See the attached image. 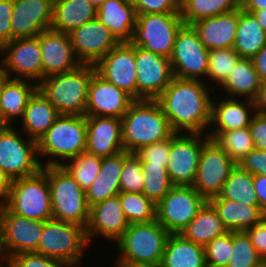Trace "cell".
<instances>
[{
	"instance_id": "obj_26",
	"label": "cell",
	"mask_w": 266,
	"mask_h": 267,
	"mask_svg": "<svg viewBox=\"0 0 266 267\" xmlns=\"http://www.w3.org/2000/svg\"><path fill=\"white\" fill-rule=\"evenodd\" d=\"M240 8L191 24L201 42L208 49L233 48Z\"/></svg>"
},
{
	"instance_id": "obj_31",
	"label": "cell",
	"mask_w": 266,
	"mask_h": 267,
	"mask_svg": "<svg viewBox=\"0 0 266 267\" xmlns=\"http://www.w3.org/2000/svg\"><path fill=\"white\" fill-rule=\"evenodd\" d=\"M59 116L56 108L37 89L28 101L23 119L19 120L22 122L20 130L38 142Z\"/></svg>"
},
{
	"instance_id": "obj_2",
	"label": "cell",
	"mask_w": 266,
	"mask_h": 267,
	"mask_svg": "<svg viewBox=\"0 0 266 267\" xmlns=\"http://www.w3.org/2000/svg\"><path fill=\"white\" fill-rule=\"evenodd\" d=\"M170 233L157 221L129 224L114 243L115 267H159Z\"/></svg>"
},
{
	"instance_id": "obj_21",
	"label": "cell",
	"mask_w": 266,
	"mask_h": 267,
	"mask_svg": "<svg viewBox=\"0 0 266 267\" xmlns=\"http://www.w3.org/2000/svg\"><path fill=\"white\" fill-rule=\"evenodd\" d=\"M215 94L212 98L211 120L207 131L210 139L214 140L222 132L249 127L256 112L253 100L226 96L221 98L218 93Z\"/></svg>"
},
{
	"instance_id": "obj_9",
	"label": "cell",
	"mask_w": 266,
	"mask_h": 267,
	"mask_svg": "<svg viewBox=\"0 0 266 267\" xmlns=\"http://www.w3.org/2000/svg\"><path fill=\"white\" fill-rule=\"evenodd\" d=\"M19 131L15 126H0V169L12 180L35 175L42 169L37 141Z\"/></svg>"
},
{
	"instance_id": "obj_5",
	"label": "cell",
	"mask_w": 266,
	"mask_h": 267,
	"mask_svg": "<svg viewBox=\"0 0 266 267\" xmlns=\"http://www.w3.org/2000/svg\"><path fill=\"white\" fill-rule=\"evenodd\" d=\"M94 65L82 64L77 69L44 78L38 89L60 115L86 114L89 84Z\"/></svg>"
},
{
	"instance_id": "obj_27",
	"label": "cell",
	"mask_w": 266,
	"mask_h": 267,
	"mask_svg": "<svg viewBox=\"0 0 266 267\" xmlns=\"http://www.w3.org/2000/svg\"><path fill=\"white\" fill-rule=\"evenodd\" d=\"M96 18L119 42H130L137 22L136 9L131 0H104Z\"/></svg>"
},
{
	"instance_id": "obj_32",
	"label": "cell",
	"mask_w": 266,
	"mask_h": 267,
	"mask_svg": "<svg viewBox=\"0 0 266 267\" xmlns=\"http://www.w3.org/2000/svg\"><path fill=\"white\" fill-rule=\"evenodd\" d=\"M260 85L261 80L252 59L240 58L217 90H220L218 94H222L221 96L254 100Z\"/></svg>"
},
{
	"instance_id": "obj_45",
	"label": "cell",
	"mask_w": 266,
	"mask_h": 267,
	"mask_svg": "<svg viewBox=\"0 0 266 267\" xmlns=\"http://www.w3.org/2000/svg\"><path fill=\"white\" fill-rule=\"evenodd\" d=\"M143 183L142 162L135 153H129L123 160L120 192L142 193Z\"/></svg>"
},
{
	"instance_id": "obj_6",
	"label": "cell",
	"mask_w": 266,
	"mask_h": 267,
	"mask_svg": "<svg viewBox=\"0 0 266 267\" xmlns=\"http://www.w3.org/2000/svg\"><path fill=\"white\" fill-rule=\"evenodd\" d=\"M42 170L47 174L53 219L86 228L90 216L86 191L62 166H44Z\"/></svg>"
},
{
	"instance_id": "obj_51",
	"label": "cell",
	"mask_w": 266,
	"mask_h": 267,
	"mask_svg": "<svg viewBox=\"0 0 266 267\" xmlns=\"http://www.w3.org/2000/svg\"><path fill=\"white\" fill-rule=\"evenodd\" d=\"M239 165L252 175L266 176V151L252 149L239 163Z\"/></svg>"
},
{
	"instance_id": "obj_39",
	"label": "cell",
	"mask_w": 266,
	"mask_h": 267,
	"mask_svg": "<svg viewBox=\"0 0 266 267\" xmlns=\"http://www.w3.org/2000/svg\"><path fill=\"white\" fill-rule=\"evenodd\" d=\"M239 59L240 56L233 48L209 50L207 81L209 80L211 83L208 81L207 84L209 83L212 90H217L226 81Z\"/></svg>"
},
{
	"instance_id": "obj_7",
	"label": "cell",
	"mask_w": 266,
	"mask_h": 267,
	"mask_svg": "<svg viewBox=\"0 0 266 267\" xmlns=\"http://www.w3.org/2000/svg\"><path fill=\"white\" fill-rule=\"evenodd\" d=\"M87 246L90 244L85 227L50 219L44 223L39 246L35 253L62 260L71 267H80L84 264L82 258Z\"/></svg>"
},
{
	"instance_id": "obj_13",
	"label": "cell",
	"mask_w": 266,
	"mask_h": 267,
	"mask_svg": "<svg viewBox=\"0 0 266 267\" xmlns=\"http://www.w3.org/2000/svg\"><path fill=\"white\" fill-rule=\"evenodd\" d=\"M209 50L191 25L178 31L170 62L174 77L196 79L207 83ZM204 78V79H203Z\"/></svg>"
},
{
	"instance_id": "obj_17",
	"label": "cell",
	"mask_w": 266,
	"mask_h": 267,
	"mask_svg": "<svg viewBox=\"0 0 266 267\" xmlns=\"http://www.w3.org/2000/svg\"><path fill=\"white\" fill-rule=\"evenodd\" d=\"M137 100H155L174 78L169 58L135 46Z\"/></svg>"
},
{
	"instance_id": "obj_33",
	"label": "cell",
	"mask_w": 266,
	"mask_h": 267,
	"mask_svg": "<svg viewBox=\"0 0 266 267\" xmlns=\"http://www.w3.org/2000/svg\"><path fill=\"white\" fill-rule=\"evenodd\" d=\"M97 9L88 0H54L50 29L69 33L96 18Z\"/></svg>"
},
{
	"instance_id": "obj_62",
	"label": "cell",
	"mask_w": 266,
	"mask_h": 267,
	"mask_svg": "<svg viewBox=\"0 0 266 267\" xmlns=\"http://www.w3.org/2000/svg\"><path fill=\"white\" fill-rule=\"evenodd\" d=\"M4 259V254L2 251V237H1V207H0V260Z\"/></svg>"
},
{
	"instance_id": "obj_12",
	"label": "cell",
	"mask_w": 266,
	"mask_h": 267,
	"mask_svg": "<svg viewBox=\"0 0 266 267\" xmlns=\"http://www.w3.org/2000/svg\"><path fill=\"white\" fill-rule=\"evenodd\" d=\"M0 67L12 79L43 80L40 34L13 39L0 47Z\"/></svg>"
},
{
	"instance_id": "obj_46",
	"label": "cell",
	"mask_w": 266,
	"mask_h": 267,
	"mask_svg": "<svg viewBox=\"0 0 266 267\" xmlns=\"http://www.w3.org/2000/svg\"><path fill=\"white\" fill-rule=\"evenodd\" d=\"M233 250V232L214 238L205 247L207 267H227Z\"/></svg>"
},
{
	"instance_id": "obj_10",
	"label": "cell",
	"mask_w": 266,
	"mask_h": 267,
	"mask_svg": "<svg viewBox=\"0 0 266 267\" xmlns=\"http://www.w3.org/2000/svg\"><path fill=\"white\" fill-rule=\"evenodd\" d=\"M183 25L180 13L137 15L130 43L170 59L176 35Z\"/></svg>"
},
{
	"instance_id": "obj_61",
	"label": "cell",
	"mask_w": 266,
	"mask_h": 267,
	"mask_svg": "<svg viewBox=\"0 0 266 267\" xmlns=\"http://www.w3.org/2000/svg\"><path fill=\"white\" fill-rule=\"evenodd\" d=\"M0 267H16L10 259L4 258L0 260Z\"/></svg>"
},
{
	"instance_id": "obj_1",
	"label": "cell",
	"mask_w": 266,
	"mask_h": 267,
	"mask_svg": "<svg viewBox=\"0 0 266 267\" xmlns=\"http://www.w3.org/2000/svg\"><path fill=\"white\" fill-rule=\"evenodd\" d=\"M213 93L205 81L174 77L155 100L176 133L207 134Z\"/></svg>"
},
{
	"instance_id": "obj_3",
	"label": "cell",
	"mask_w": 266,
	"mask_h": 267,
	"mask_svg": "<svg viewBox=\"0 0 266 267\" xmlns=\"http://www.w3.org/2000/svg\"><path fill=\"white\" fill-rule=\"evenodd\" d=\"M121 122L124 151L129 153L164 141L176 133L156 100H135Z\"/></svg>"
},
{
	"instance_id": "obj_20",
	"label": "cell",
	"mask_w": 266,
	"mask_h": 267,
	"mask_svg": "<svg viewBox=\"0 0 266 267\" xmlns=\"http://www.w3.org/2000/svg\"><path fill=\"white\" fill-rule=\"evenodd\" d=\"M134 101L126 91L105 80L95 71L89 84L85 116L121 119Z\"/></svg>"
},
{
	"instance_id": "obj_29",
	"label": "cell",
	"mask_w": 266,
	"mask_h": 267,
	"mask_svg": "<svg viewBox=\"0 0 266 267\" xmlns=\"http://www.w3.org/2000/svg\"><path fill=\"white\" fill-rule=\"evenodd\" d=\"M128 154L127 151H121L115 155L102 158L99 174L86 190L89 207L120 193V174L123 160Z\"/></svg>"
},
{
	"instance_id": "obj_30",
	"label": "cell",
	"mask_w": 266,
	"mask_h": 267,
	"mask_svg": "<svg viewBox=\"0 0 266 267\" xmlns=\"http://www.w3.org/2000/svg\"><path fill=\"white\" fill-rule=\"evenodd\" d=\"M37 89L38 84L33 81L10 78L0 99V126H13L15 119L22 120L28 101Z\"/></svg>"
},
{
	"instance_id": "obj_23",
	"label": "cell",
	"mask_w": 266,
	"mask_h": 267,
	"mask_svg": "<svg viewBox=\"0 0 266 267\" xmlns=\"http://www.w3.org/2000/svg\"><path fill=\"white\" fill-rule=\"evenodd\" d=\"M43 79L71 72L82 63L76 58L68 33L52 29L40 33Z\"/></svg>"
},
{
	"instance_id": "obj_50",
	"label": "cell",
	"mask_w": 266,
	"mask_h": 267,
	"mask_svg": "<svg viewBox=\"0 0 266 267\" xmlns=\"http://www.w3.org/2000/svg\"><path fill=\"white\" fill-rule=\"evenodd\" d=\"M254 148L266 151V113L255 112L249 125Z\"/></svg>"
},
{
	"instance_id": "obj_57",
	"label": "cell",
	"mask_w": 266,
	"mask_h": 267,
	"mask_svg": "<svg viewBox=\"0 0 266 267\" xmlns=\"http://www.w3.org/2000/svg\"><path fill=\"white\" fill-rule=\"evenodd\" d=\"M253 102L257 112L266 113V80L261 81L257 96Z\"/></svg>"
},
{
	"instance_id": "obj_4",
	"label": "cell",
	"mask_w": 266,
	"mask_h": 267,
	"mask_svg": "<svg viewBox=\"0 0 266 267\" xmlns=\"http://www.w3.org/2000/svg\"><path fill=\"white\" fill-rule=\"evenodd\" d=\"M86 141V116L60 115L37 142L38 156L48 159L42 167L62 166L67 160L85 152Z\"/></svg>"
},
{
	"instance_id": "obj_42",
	"label": "cell",
	"mask_w": 266,
	"mask_h": 267,
	"mask_svg": "<svg viewBox=\"0 0 266 267\" xmlns=\"http://www.w3.org/2000/svg\"><path fill=\"white\" fill-rule=\"evenodd\" d=\"M143 194L157 205L173 187L166 166L142 163Z\"/></svg>"
},
{
	"instance_id": "obj_38",
	"label": "cell",
	"mask_w": 266,
	"mask_h": 267,
	"mask_svg": "<svg viewBox=\"0 0 266 267\" xmlns=\"http://www.w3.org/2000/svg\"><path fill=\"white\" fill-rule=\"evenodd\" d=\"M220 196L248 205H259L253 186V175L236 164L224 184Z\"/></svg>"
},
{
	"instance_id": "obj_55",
	"label": "cell",
	"mask_w": 266,
	"mask_h": 267,
	"mask_svg": "<svg viewBox=\"0 0 266 267\" xmlns=\"http://www.w3.org/2000/svg\"><path fill=\"white\" fill-rule=\"evenodd\" d=\"M254 68L256 69L260 80H266V44L264 47L252 58Z\"/></svg>"
},
{
	"instance_id": "obj_53",
	"label": "cell",
	"mask_w": 266,
	"mask_h": 267,
	"mask_svg": "<svg viewBox=\"0 0 266 267\" xmlns=\"http://www.w3.org/2000/svg\"><path fill=\"white\" fill-rule=\"evenodd\" d=\"M259 256L266 263V218L245 231Z\"/></svg>"
},
{
	"instance_id": "obj_37",
	"label": "cell",
	"mask_w": 266,
	"mask_h": 267,
	"mask_svg": "<svg viewBox=\"0 0 266 267\" xmlns=\"http://www.w3.org/2000/svg\"><path fill=\"white\" fill-rule=\"evenodd\" d=\"M241 7V0H183L180 15L185 25Z\"/></svg>"
},
{
	"instance_id": "obj_16",
	"label": "cell",
	"mask_w": 266,
	"mask_h": 267,
	"mask_svg": "<svg viewBox=\"0 0 266 267\" xmlns=\"http://www.w3.org/2000/svg\"><path fill=\"white\" fill-rule=\"evenodd\" d=\"M45 222L11 213L5 206L1 207V237L4 258L9 259L22 252H35L38 249Z\"/></svg>"
},
{
	"instance_id": "obj_8",
	"label": "cell",
	"mask_w": 266,
	"mask_h": 267,
	"mask_svg": "<svg viewBox=\"0 0 266 267\" xmlns=\"http://www.w3.org/2000/svg\"><path fill=\"white\" fill-rule=\"evenodd\" d=\"M11 213L38 221L53 219L47 174H37L12 180L10 194L4 205Z\"/></svg>"
},
{
	"instance_id": "obj_41",
	"label": "cell",
	"mask_w": 266,
	"mask_h": 267,
	"mask_svg": "<svg viewBox=\"0 0 266 267\" xmlns=\"http://www.w3.org/2000/svg\"><path fill=\"white\" fill-rule=\"evenodd\" d=\"M101 165V157L83 152L75 158L67 160L62 167L86 191L95 181Z\"/></svg>"
},
{
	"instance_id": "obj_36",
	"label": "cell",
	"mask_w": 266,
	"mask_h": 267,
	"mask_svg": "<svg viewBox=\"0 0 266 267\" xmlns=\"http://www.w3.org/2000/svg\"><path fill=\"white\" fill-rule=\"evenodd\" d=\"M266 44V32L252 13L240 7L233 49L240 58L252 59Z\"/></svg>"
},
{
	"instance_id": "obj_58",
	"label": "cell",
	"mask_w": 266,
	"mask_h": 267,
	"mask_svg": "<svg viewBox=\"0 0 266 267\" xmlns=\"http://www.w3.org/2000/svg\"><path fill=\"white\" fill-rule=\"evenodd\" d=\"M241 7L245 11H258L266 9V0H241Z\"/></svg>"
},
{
	"instance_id": "obj_54",
	"label": "cell",
	"mask_w": 266,
	"mask_h": 267,
	"mask_svg": "<svg viewBox=\"0 0 266 267\" xmlns=\"http://www.w3.org/2000/svg\"><path fill=\"white\" fill-rule=\"evenodd\" d=\"M253 186L259 206L266 213V176L253 175Z\"/></svg>"
},
{
	"instance_id": "obj_44",
	"label": "cell",
	"mask_w": 266,
	"mask_h": 267,
	"mask_svg": "<svg viewBox=\"0 0 266 267\" xmlns=\"http://www.w3.org/2000/svg\"><path fill=\"white\" fill-rule=\"evenodd\" d=\"M259 256L245 231L233 232V250L227 267H261Z\"/></svg>"
},
{
	"instance_id": "obj_63",
	"label": "cell",
	"mask_w": 266,
	"mask_h": 267,
	"mask_svg": "<svg viewBox=\"0 0 266 267\" xmlns=\"http://www.w3.org/2000/svg\"><path fill=\"white\" fill-rule=\"evenodd\" d=\"M96 9H98L104 0H88Z\"/></svg>"
},
{
	"instance_id": "obj_47",
	"label": "cell",
	"mask_w": 266,
	"mask_h": 267,
	"mask_svg": "<svg viewBox=\"0 0 266 267\" xmlns=\"http://www.w3.org/2000/svg\"><path fill=\"white\" fill-rule=\"evenodd\" d=\"M171 147V138L139 148L135 155L142 163L166 166Z\"/></svg>"
},
{
	"instance_id": "obj_28",
	"label": "cell",
	"mask_w": 266,
	"mask_h": 267,
	"mask_svg": "<svg viewBox=\"0 0 266 267\" xmlns=\"http://www.w3.org/2000/svg\"><path fill=\"white\" fill-rule=\"evenodd\" d=\"M215 208L228 231H246L248 228L261 223L266 213L259 205H248L222 198L220 195L208 200Z\"/></svg>"
},
{
	"instance_id": "obj_22",
	"label": "cell",
	"mask_w": 266,
	"mask_h": 267,
	"mask_svg": "<svg viewBox=\"0 0 266 267\" xmlns=\"http://www.w3.org/2000/svg\"><path fill=\"white\" fill-rule=\"evenodd\" d=\"M54 0H13L12 40L38 36L51 27Z\"/></svg>"
},
{
	"instance_id": "obj_56",
	"label": "cell",
	"mask_w": 266,
	"mask_h": 267,
	"mask_svg": "<svg viewBox=\"0 0 266 267\" xmlns=\"http://www.w3.org/2000/svg\"><path fill=\"white\" fill-rule=\"evenodd\" d=\"M12 179L0 169V207H3L10 194Z\"/></svg>"
},
{
	"instance_id": "obj_34",
	"label": "cell",
	"mask_w": 266,
	"mask_h": 267,
	"mask_svg": "<svg viewBox=\"0 0 266 267\" xmlns=\"http://www.w3.org/2000/svg\"><path fill=\"white\" fill-rule=\"evenodd\" d=\"M159 267H207L204 247L181 234H170Z\"/></svg>"
},
{
	"instance_id": "obj_49",
	"label": "cell",
	"mask_w": 266,
	"mask_h": 267,
	"mask_svg": "<svg viewBox=\"0 0 266 267\" xmlns=\"http://www.w3.org/2000/svg\"><path fill=\"white\" fill-rule=\"evenodd\" d=\"M137 15L180 13L179 0H131Z\"/></svg>"
},
{
	"instance_id": "obj_11",
	"label": "cell",
	"mask_w": 266,
	"mask_h": 267,
	"mask_svg": "<svg viewBox=\"0 0 266 267\" xmlns=\"http://www.w3.org/2000/svg\"><path fill=\"white\" fill-rule=\"evenodd\" d=\"M206 202L193 186H173L156 205V220L170 234H180Z\"/></svg>"
},
{
	"instance_id": "obj_59",
	"label": "cell",
	"mask_w": 266,
	"mask_h": 267,
	"mask_svg": "<svg viewBox=\"0 0 266 267\" xmlns=\"http://www.w3.org/2000/svg\"><path fill=\"white\" fill-rule=\"evenodd\" d=\"M252 13L259 24L262 26L264 31L266 32V9L258 10V11H247Z\"/></svg>"
},
{
	"instance_id": "obj_24",
	"label": "cell",
	"mask_w": 266,
	"mask_h": 267,
	"mask_svg": "<svg viewBox=\"0 0 266 267\" xmlns=\"http://www.w3.org/2000/svg\"><path fill=\"white\" fill-rule=\"evenodd\" d=\"M128 227L129 222L117 195L90 207L86 236L89 244L101 236L115 243Z\"/></svg>"
},
{
	"instance_id": "obj_14",
	"label": "cell",
	"mask_w": 266,
	"mask_h": 267,
	"mask_svg": "<svg viewBox=\"0 0 266 267\" xmlns=\"http://www.w3.org/2000/svg\"><path fill=\"white\" fill-rule=\"evenodd\" d=\"M208 139L207 134L201 133H175L171 137L166 169L173 186L193 185L200 153Z\"/></svg>"
},
{
	"instance_id": "obj_48",
	"label": "cell",
	"mask_w": 266,
	"mask_h": 267,
	"mask_svg": "<svg viewBox=\"0 0 266 267\" xmlns=\"http://www.w3.org/2000/svg\"><path fill=\"white\" fill-rule=\"evenodd\" d=\"M16 267H71L66 262L35 252H22L9 258Z\"/></svg>"
},
{
	"instance_id": "obj_60",
	"label": "cell",
	"mask_w": 266,
	"mask_h": 267,
	"mask_svg": "<svg viewBox=\"0 0 266 267\" xmlns=\"http://www.w3.org/2000/svg\"><path fill=\"white\" fill-rule=\"evenodd\" d=\"M10 78L11 77L7 73H5L0 67V99H1L3 88H4L5 84H6V82Z\"/></svg>"
},
{
	"instance_id": "obj_35",
	"label": "cell",
	"mask_w": 266,
	"mask_h": 267,
	"mask_svg": "<svg viewBox=\"0 0 266 267\" xmlns=\"http://www.w3.org/2000/svg\"><path fill=\"white\" fill-rule=\"evenodd\" d=\"M229 232L215 208L207 201L198 214L180 232L187 240L205 247L214 238Z\"/></svg>"
},
{
	"instance_id": "obj_40",
	"label": "cell",
	"mask_w": 266,
	"mask_h": 267,
	"mask_svg": "<svg viewBox=\"0 0 266 267\" xmlns=\"http://www.w3.org/2000/svg\"><path fill=\"white\" fill-rule=\"evenodd\" d=\"M118 196L129 224L156 220V205L143 193L120 192Z\"/></svg>"
},
{
	"instance_id": "obj_15",
	"label": "cell",
	"mask_w": 266,
	"mask_h": 267,
	"mask_svg": "<svg viewBox=\"0 0 266 267\" xmlns=\"http://www.w3.org/2000/svg\"><path fill=\"white\" fill-rule=\"evenodd\" d=\"M235 165L236 163L215 140L209 138L203 144L196 178L192 186L207 201L219 196Z\"/></svg>"
},
{
	"instance_id": "obj_43",
	"label": "cell",
	"mask_w": 266,
	"mask_h": 267,
	"mask_svg": "<svg viewBox=\"0 0 266 267\" xmlns=\"http://www.w3.org/2000/svg\"><path fill=\"white\" fill-rule=\"evenodd\" d=\"M214 140L236 164L254 149L248 127L222 132Z\"/></svg>"
},
{
	"instance_id": "obj_19",
	"label": "cell",
	"mask_w": 266,
	"mask_h": 267,
	"mask_svg": "<svg viewBox=\"0 0 266 267\" xmlns=\"http://www.w3.org/2000/svg\"><path fill=\"white\" fill-rule=\"evenodd\" d=\"M76 58L82 64L95 65L120 42L97 18L68 33Z\"/></svg>"
},
{
	"instance_id": "obj_25",
	"label": "cell",
	"mask_w": 266,
	"mask_h": 267,
	"mask_svg": "<svg viewBox=\"0 0 266 267\" xmlns=\"http://www.w3.org/2000/svg\"><path fill=\"white\" fill-rule=\"evenodd\" d=\"M85 152L101 158L124 151L122 122L117 117L87 116Z\"/></svg>"
},
{
	"instance_id": "obj_18",
	"label": "cell",
	"mask_w": 266,
	"mask_h": 267,
	"mask_svg": "<svg viewBox=\"0 0 266 267\" xmlns=\"http://www.w3.org/2000/svg\"><path fill=\"white\" fill-rule=\"evenodd\" d=\"M96 72L105 80L126 91L137 100V71L135 46L120 42L95 65Z\"/></svg>"
},
{
	"instance_id": "obj_52",
	"label": "cell",
	"mask_w": 266,
	"mask_h": 267,
	"mask_svg": "<svg viewBox=\"0 0 266 267\" xmlns=\"http://www.w3.org/2000/svg\"><path fill=\"white\" fill-rule=\"evenodd\" d=\"M13 0H0V47L12 40Z\"/></svg>"
}]
</instances>
